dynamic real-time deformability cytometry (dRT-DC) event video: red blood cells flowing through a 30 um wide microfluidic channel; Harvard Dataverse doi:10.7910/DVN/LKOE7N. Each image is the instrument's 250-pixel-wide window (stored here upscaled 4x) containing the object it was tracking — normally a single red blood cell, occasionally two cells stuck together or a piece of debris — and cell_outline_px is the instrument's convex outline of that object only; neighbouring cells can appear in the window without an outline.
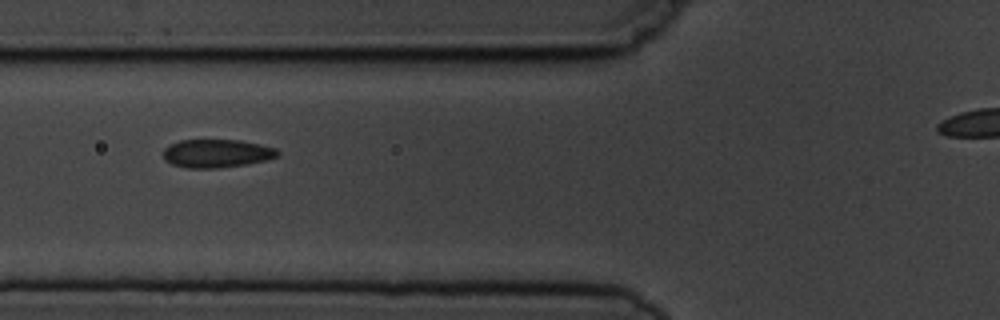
{"species": "common noctule bat (a hibernating species)", "species_latin": "Nyctalus noctula", "temperature_condition": "cold", "stored_images_in_passage": 7, "camera_frame_rate_fps": 3000, "um_per_image_px": 0.085, "animal": {"sex": "male", "body_mass_g": 19.5, "forearm_length_mm": 54.6}, "frame": {"image": 1, "passage_image": 5, "time_ms": 5.333, "image_size_px": [1000, 320], "cell_outline_px": [[280, 156], [248, 164], [216, 168], [188, 168], [172, 164], [164, 160], [164, 148], [168, 144], [180, 140], [240, 140], [260, 144], [276, 148], [280, 152]], "centroid_in_image_um": [18.42, 13.03], "position_along_channel_um": 107.4, "area_um2": 18.96}}
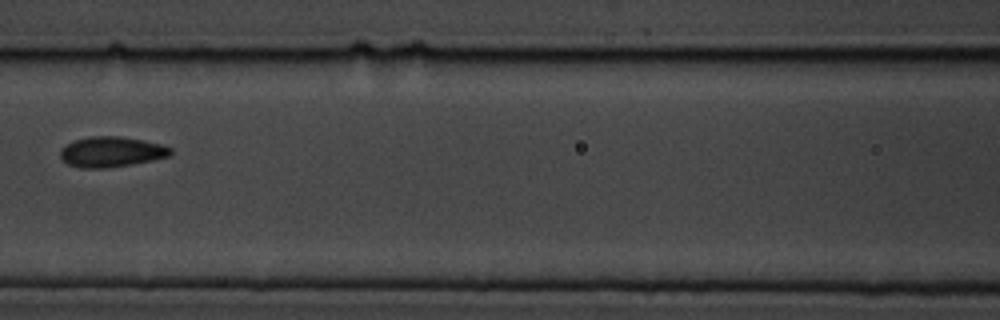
{"frame": {"image": 2, "passage_image": 6, "time_ms": 6.667, "image_size_px": [1000, 320], "cell_outline_px": [[172, 152], [168, 156], [152, 160], [132, 164], [108, 168], [80, 168], [68, 164], [60, 156], [60, 148], [76, 140], [88, 136], [120, 136], [144, 140], [160, 144], [172, 148]], "centroid_in_image_um": [9.46, 12.9], "position_along_channel_um": 157.1, "area_um2": 19.48}}
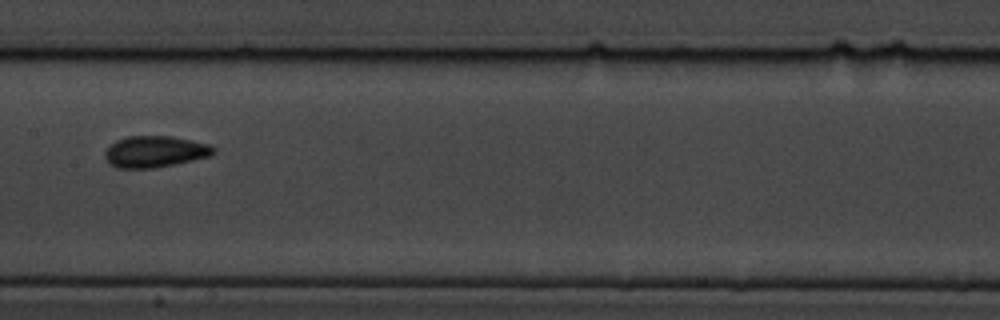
{"frame": {"image": 3, "passage_image": 7, "time_ms": 7.667, "image_size_px": [1000, 320], "cell_outline_px": [[216, 152], [212, 156], [152, 168], [116, 168], [104, 156], [104, 152], [116, 140], [128, 136], [172, 136], [208, 144], [216, 148]], "centroid_in_image_um": [13.19, 12.88], "position_along_channel_um": 194.2, "area_um2": 19.71}}